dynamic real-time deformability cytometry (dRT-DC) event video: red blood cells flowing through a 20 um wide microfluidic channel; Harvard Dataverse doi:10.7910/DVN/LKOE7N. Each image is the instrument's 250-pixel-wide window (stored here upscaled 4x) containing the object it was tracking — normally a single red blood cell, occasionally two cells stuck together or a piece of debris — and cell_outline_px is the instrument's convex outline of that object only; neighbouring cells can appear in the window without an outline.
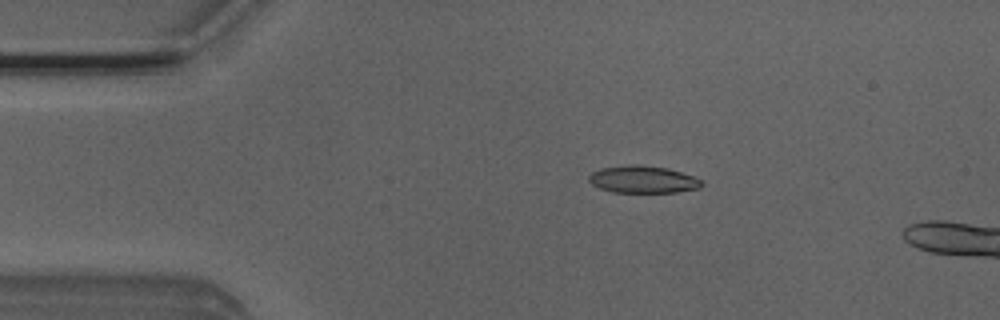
{"species": "Egyptian fruit bat (a non-hibernating species)", "species_latin": "Rousettus aegyptiacus", "temperature_condition": "room temperature", "stored_images_in_passage": 6, "camera_frame_rate_fps": 3000, "um_per_image_px": 0.085, "animal": {"sex": "male"}, "frame": {"image": 1, "passage_image": 1, "time_ms": 0.0, "image_size_px": [1000, 320], "cell_outline_px": [[704, 184], [700, 188], [676, 192], [612, 192], [600, 188], [592, 184], [588, 180], [588, 176], [592, 172], [600, 168], [632, 164], [636, 164], [668, 168], [692, 176], [700, 180]], "centroid_in_image_um": [54.63, 15.25], "position_along_channel_um": 30.4, "area_um2": 17.86}}